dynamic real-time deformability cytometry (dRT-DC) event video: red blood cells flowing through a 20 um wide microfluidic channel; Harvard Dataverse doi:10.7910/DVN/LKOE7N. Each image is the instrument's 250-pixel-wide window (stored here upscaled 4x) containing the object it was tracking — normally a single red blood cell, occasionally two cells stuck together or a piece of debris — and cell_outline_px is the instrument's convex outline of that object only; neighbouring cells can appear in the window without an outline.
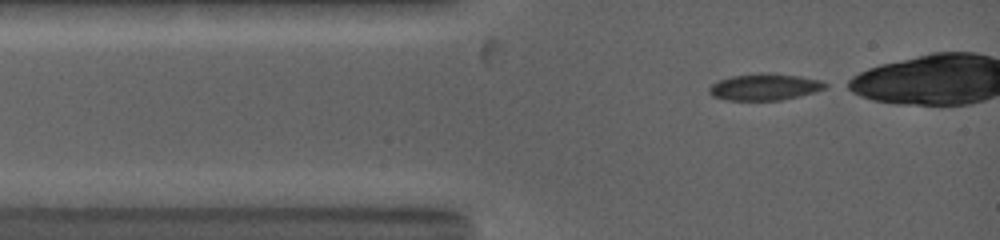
{"species": "common noctule bat (a hibernating species)", "species_latin": "Nyctalus noctula", "temperature_condition": "warm", "stored_images_in_passage": 19, "camera_frame_rate_fps": 5000, "um_per_image_px": 0.085, "animal": {"sex": "female", "body_mass_g": 19.0, "forearm_length_mm": 53.3}, "frame": {"image": 1, "passage_image": 1, "time_ms": 0.0, "image_size_px": [1000, 240], "cell_outline_px": [[828, 84], [824, 88], [816, 92], [780, 100], [724, 100], [712, 96], [708, 92], [708, 88], [712, 84], [720, 80], [732, 76], [760, 72], [768, 72], [800, 76], [820, 80]], "centroid_in_image_um": [64.97, 7.38], "position_along_channel_um": 20.0, "area_um2": 18.09}}
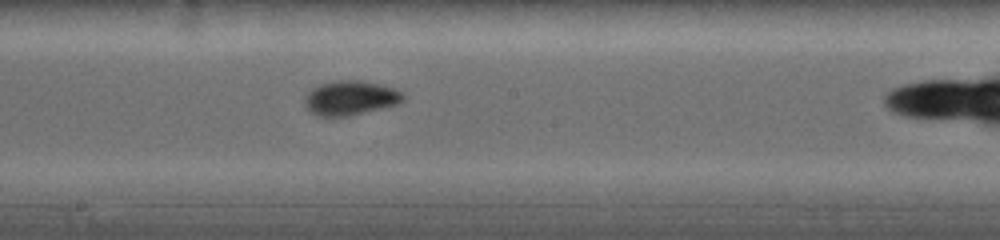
{"frame": {"image": 2, "passage_image": 13, "time_ms": 5.4, "image_size_px": [1000, 240], "cell_outline_px": [[404, 100], [400, 104], [348, 116], [316, 116], [308, 112], [304, 104], [304, 96], [312, 88], [320, 84], [336, 80], [360, 80], [380, 84], [396, 88], [404, 92]], "centroid_in_image_um": [29.79, 8.32], "position_along_channel_um": 218.4, "area_um2": 20.17}}
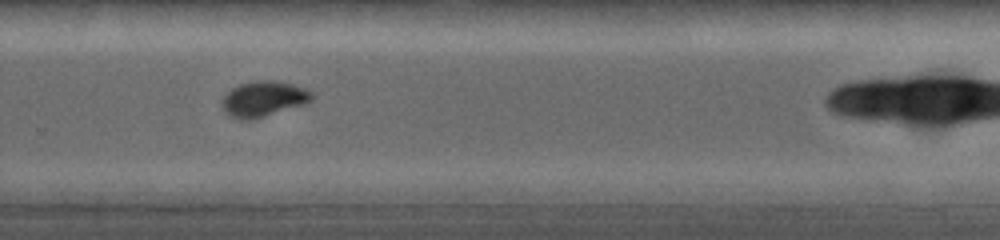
{"frame": {"image": 3, "passage_image": 18, "time_ms": 7.6, "image_size_px": [1000, 240], "cell_outline_px": [[312, 100], [304, 104], [252, 120], [240, 120], [228, 116], [224, 112], [220, 104], [220, 100], [232, 88], [240, 84], [260, 80], [272, 80], [292, 84], [304, 88], [312, 92]], "centroid_in_image_um": [22.34, 8.42], "position_along_channel_um": 307.5, "area_um2": 18.61}}